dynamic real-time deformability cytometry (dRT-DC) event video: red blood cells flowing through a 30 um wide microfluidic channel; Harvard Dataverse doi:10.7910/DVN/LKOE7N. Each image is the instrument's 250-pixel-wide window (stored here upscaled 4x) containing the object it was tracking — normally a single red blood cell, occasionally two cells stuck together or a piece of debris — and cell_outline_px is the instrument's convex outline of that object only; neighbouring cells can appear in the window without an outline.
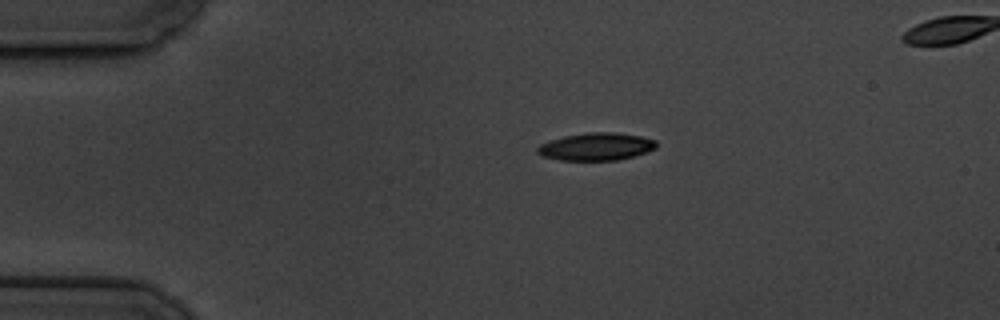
{"species": "common noctule bat (a hibernating species)", "species_latin": "Nyctalus noctula", "temperature_condition": "cold", "stored_images_in_passage": 6, "camera_frame_rate_fps": 3000, "um_per_image_px": 0.085, "animal": {"sex": "male", "body_mass_g": 19.5, "forearm_length_mm": 54.6}, "frame": {"image": 1, "passage_image": 4, "time_ms": 3.333, "image_size_px": [1000, 320], "cell_outline_px": [[656, 148], [648, 152], [616, 160], [560, 160], [540, 156], [536, 152], [536, 148], [540, 144], [564, 136], [588, 132], [616, 132], [640, 136], [656, 140]], "centroid_in_image_um": [50.66, 12.46], "position_along_channel_um": 34.3, "area_um2": 19.13}}